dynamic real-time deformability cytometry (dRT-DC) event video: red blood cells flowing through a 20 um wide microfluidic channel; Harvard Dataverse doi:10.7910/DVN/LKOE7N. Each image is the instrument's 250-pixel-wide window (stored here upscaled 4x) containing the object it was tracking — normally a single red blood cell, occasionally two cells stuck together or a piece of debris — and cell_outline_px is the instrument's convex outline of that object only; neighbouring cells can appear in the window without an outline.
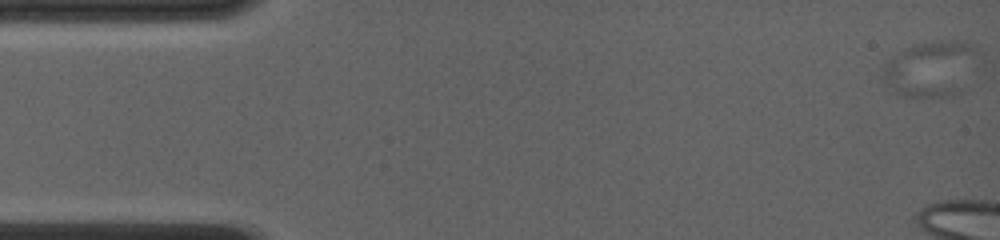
{"species": "common noctule bat (a hibernating species)", "species_latin": "Nyctalus noctula", "temperature_condition": "room temperature", "stored_images_in_passage": 4, "camera_frame_rate_fps": 4000, "um_per_image_px": 0.085, "animal": {"sex": "female", "body_mass_g": 19.0, "forearm_length_mm": 56.7}, "frame": {"image": 1, "passage_image": 1, "time_ms": 0.0, "image_size_px": [1000, 240], "cell_outline_px": [[980, 52], [968, 88], [964, 92], [948, 96], [904, 96], [892, 92], [880, 76], [884, 64], [892, 56], [904, 48], [912, 44], [932, 40], [960, 40], [976, 48]], "centroid_in_image_um": [79.16, 5.84], "position_along_channel_um": 5.8, "area_um2": 32.14}}